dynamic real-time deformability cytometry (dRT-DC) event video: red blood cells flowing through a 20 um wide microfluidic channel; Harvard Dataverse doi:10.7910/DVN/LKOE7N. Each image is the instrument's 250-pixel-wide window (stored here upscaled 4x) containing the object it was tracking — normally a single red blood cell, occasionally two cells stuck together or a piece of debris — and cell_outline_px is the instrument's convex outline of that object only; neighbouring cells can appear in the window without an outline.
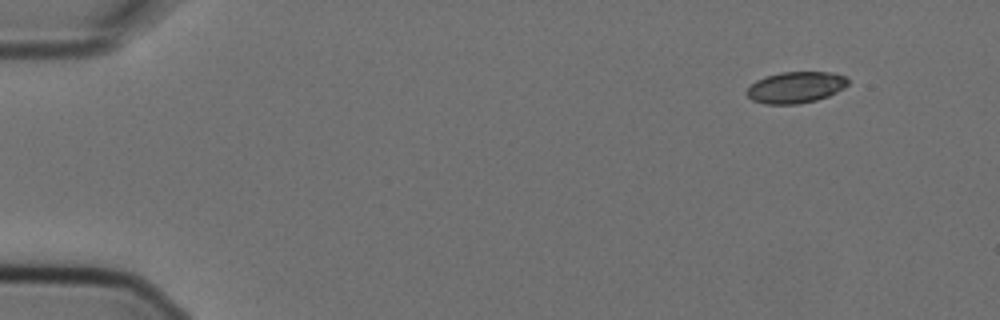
{"species": "Egyptian fruit bat (a non-hibernating species)", "species_latin": "Rousettus aegyptiacus", "temperature_condition": "cold", "stored_images_in_passage": 5, "camera_frame_rate_fps": 3000, "um_per_image_px": 0.085, "animal": {"sex": "female"}, "frame": {"image": 1, "passage_image": 1, "time_ms": 0.0, "image_size_px": [1000, 320], "cell_outline_px": [[848, 84], [844, 88], [828, 96], [816, 100], [796, 104], [768, 104], [752, 100], [748, 96], [748, 88], [756, 80], [780, 72], [832, 72], [844, 76], [848, 80]], "centroid_in_image_um": [67.66, 7.42], "position_along_channel_um": 17.3, "area_um2": 18.26}}
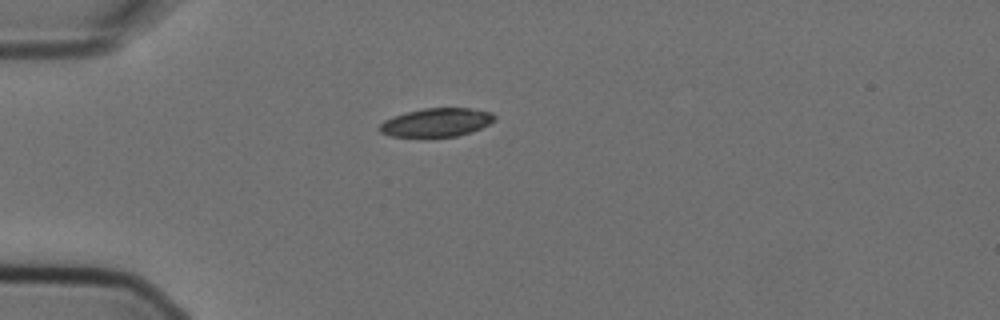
{"frame": {"image": 2, "passage_image": 4, "time_ms": 1.0, "image_size_px": [1000, 320], "cell_outline_px": [[496, 120], [472, 132], [456, 136], [424, 140], [392, 136], [380, 132], [380, 124], [384, 120], [392, 116], [404, 112], [424, 108], [468, 108], [492, 112], [496, 116]], "centroid_in_image_um": [37.06, 10.45], "position_along_channel_um": 47.9, "area_um2": 19.94}}